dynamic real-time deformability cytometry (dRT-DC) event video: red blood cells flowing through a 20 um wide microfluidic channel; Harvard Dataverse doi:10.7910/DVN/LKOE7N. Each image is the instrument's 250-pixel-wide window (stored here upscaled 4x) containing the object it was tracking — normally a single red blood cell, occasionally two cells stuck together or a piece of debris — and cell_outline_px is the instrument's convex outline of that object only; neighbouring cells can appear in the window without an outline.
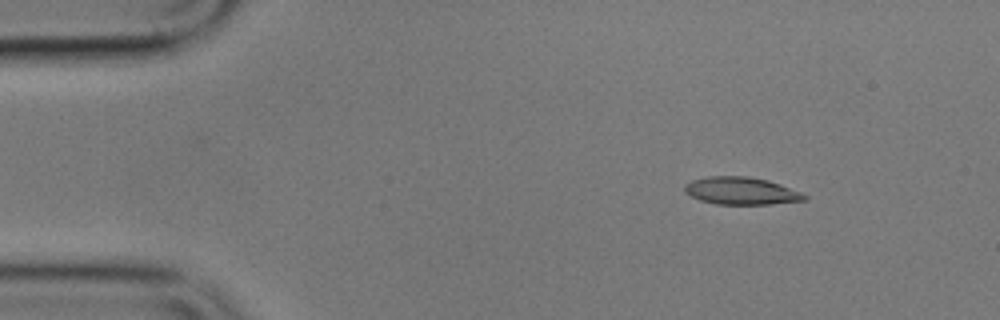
{"species": "common noctule bat (a hibernating species)", "species_latin": "Nyctalus noctula", "temperature_condition": "cold", "stored_images_in_passage": 4, "camera_frame_rate_fps": 3000, "um_per_image_px": 0.085, "animal": {"sex": "male", "body_mass_g": 17.9}, "frame": {"image": 1, "passage_image": 2, "time_ms": 2.0, "image_size_px": [1000, 320], "cell_outline_px": [[808, 196], [804, 200], [772, 204], [716, 204], [700, 200], [684, 192], [684, 184], [692, 180], [708, 176], [748, 176], [768, 180], [780, 184], [800, 192]], "centroid_in_image_um": [62.97, 16.22], "position_along_channel_um": 22.0, "area_um2": 19.13}}
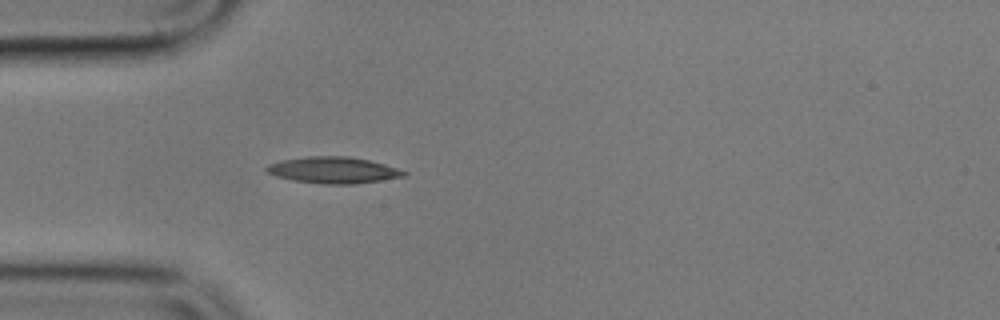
{"frame": {"image": 2, "passage_image": 4, "time_ms": 5.0, "image_size_px": [1000, 320], "cell_outline_px": [[408, 172], [404, 176], [356, 184], [324, 184], [292, 180], [276, 176], [268, 172], [264, 168], [268, 164], [280, 160], [308, 156], [348, 156], [368, 160], [384, 164]], "centroid_in_image_um": [28.29, 14.45], "position_along_channel_um": 56.7, "area_um2": 21.04}}